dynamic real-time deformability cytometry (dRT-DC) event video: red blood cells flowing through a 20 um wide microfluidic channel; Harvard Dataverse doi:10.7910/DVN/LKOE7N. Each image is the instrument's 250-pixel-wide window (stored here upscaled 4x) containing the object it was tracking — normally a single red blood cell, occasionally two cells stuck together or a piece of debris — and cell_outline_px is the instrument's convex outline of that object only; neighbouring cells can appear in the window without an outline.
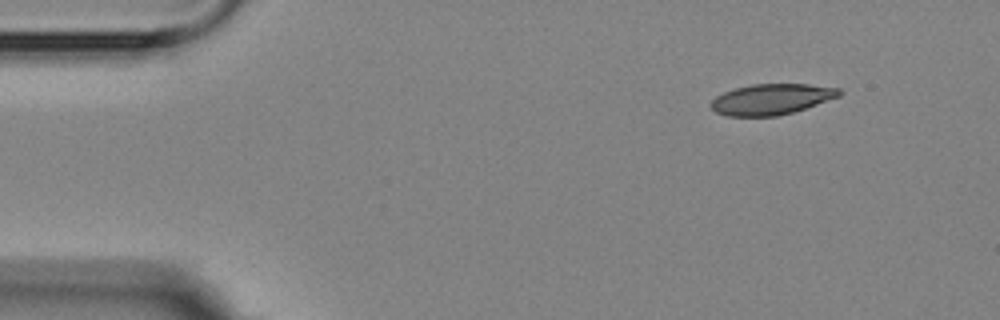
{"species": "Egyptian fruit bat (a non-hibernating species)", "species_latin": "Rousettus aegyptiacus", "temperature_condition": "room temperature", "stored_images_in_passage": 4, "camera_frame_rate_fps": 3000, "um_per_image_px": 0.085, "animal": {"sex": "female"}, "frame": {"image": 1, "passage_image": 1, "time_ms": 0.0, "image_size_px": [1000, 320], "cell_outline_px": [[844, 92], [840, 96], [792, 112], [776, 116], [724, 116], [716, 112], [708, 104], [716, 96], [724, 92], [736, 88], [752, 84], [808, 84], [840, 88]], "centroid_in_image_um": [65.56, 8.43], "position_along_channel_um": 19.4, "area_um2": 22.95}}
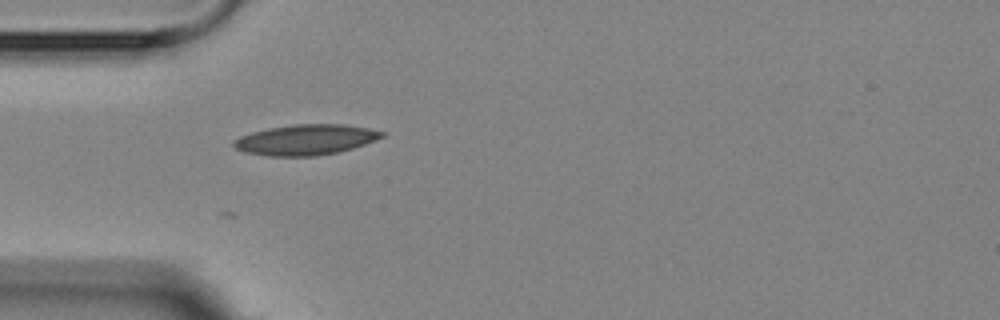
{"frame": {"image": 2, "passage_image": 4, "time_ms": 3.333, "image_size_px": [1000, 320], "cell_outline_px": [[384, 136], [376, 140], [352, 148], [336, 152], [316, 156], [268, 156], [244, 152], [236, 148], [232, 144], [232, 140], [240, 136], [252, 132], [268, 128], [292, 124], [344, 124], [368, 128], [384, 132]], "centroid_in_image_um": [25.95, 11.87], "position_along_channel_um": 59.0, "area_um2": 26.3}}